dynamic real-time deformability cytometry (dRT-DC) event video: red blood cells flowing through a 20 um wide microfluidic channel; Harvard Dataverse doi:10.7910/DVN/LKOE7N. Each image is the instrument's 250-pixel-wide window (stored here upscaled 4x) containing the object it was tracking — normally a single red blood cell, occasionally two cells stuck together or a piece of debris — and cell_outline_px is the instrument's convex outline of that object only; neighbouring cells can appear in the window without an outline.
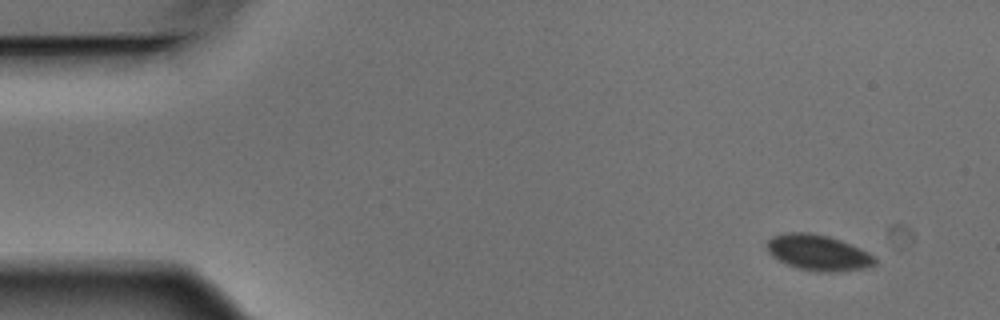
{"species": "Egyptian fruit bat (a non-hibernating species)", "species_latin": "Rousettus aegyptiacus", "temperature_condition": "warm", "stored_images_in_passage": 5, "camera_frame_rate_fps": 3000, "um_per_image_px": 0.085, "animal": {"sex": "male"}, "frame": {"image": 1, "passage_image": 1, "time_ms": 0.0, "image_size_px": [1000, 320], "cell_outline_px": [[876, 264], [864, 268], [836, 272], [820, 272], [796, 268], [784, 264], [772, 256], [768, 252], [768, 240], [772, 236], [784, 232], [808, 232], [828, 236], [840, 240], [860, 248], [876, 256]], "centroid_in_image_um": [69.54, 21.48], "position_along_channel_um": 15.5, "area_um2": 22.66}}
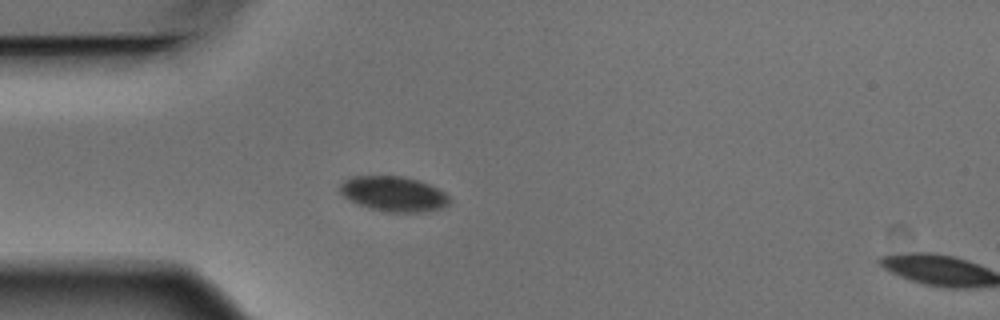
{"frame": {"image": 2, "passage_image": 4, "time_ms": 1.0, "image_size_px": [1000, 320], "cell_outline_px": [[452, 200], [448, 204], [440, 208], [424, 212], [388, 212], [368, 208], [344, 196], [340, 192], [340, 184], [344, 180], [352, 176], [404, 176], [420, 180], [444, 192]], "centroid_in_image_um": [33.47, 16.47], "position_along_channel_um": 51.5, "area_um2": 22.31}}